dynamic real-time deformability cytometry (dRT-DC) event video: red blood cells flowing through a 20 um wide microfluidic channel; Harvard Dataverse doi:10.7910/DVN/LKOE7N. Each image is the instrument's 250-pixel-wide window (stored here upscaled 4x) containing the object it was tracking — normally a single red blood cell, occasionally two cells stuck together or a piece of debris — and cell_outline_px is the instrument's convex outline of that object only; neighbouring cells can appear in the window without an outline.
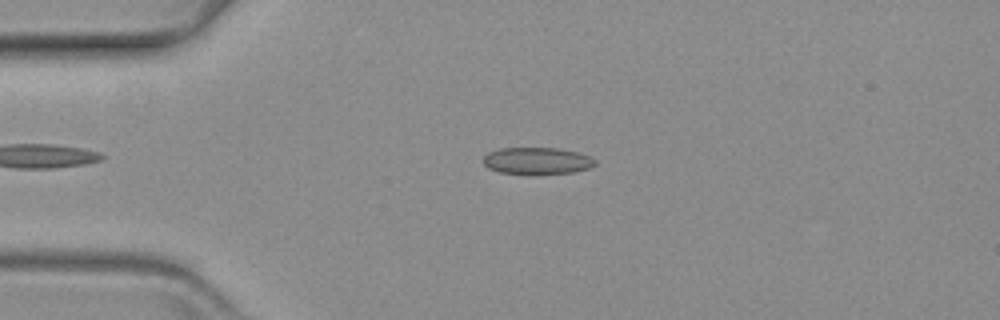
{"species": "common noctule bat (a hibernating species)", "species_latin": "Nyctalus noctula", "temperature_condition": "warm", "stored_images_in_passage": 50, "camera_frame_rate_fps": 3000, "um_per_image_px": 0.085, "animal": {"sex": "female", "body_mass_g": 19.3, "forearm_length_mm": 54.1}, "frame": {"image": 1, "passage_image": 10, "time_ms": 3.0, "image_size_px": [1000, 320], "cell_outline_px": [[596, 164], [588, 168], [572, 172], [500, 172], [488, 168], [484, 164], [484, 156], [488, 152], [500, 148], [556, 148], [576, 152], [588, 156], [596, 160]], "centroid_in_image_um": [45.63, 13.63], "position_along_channel_um": 39.4, "area_um2": 16.76}}
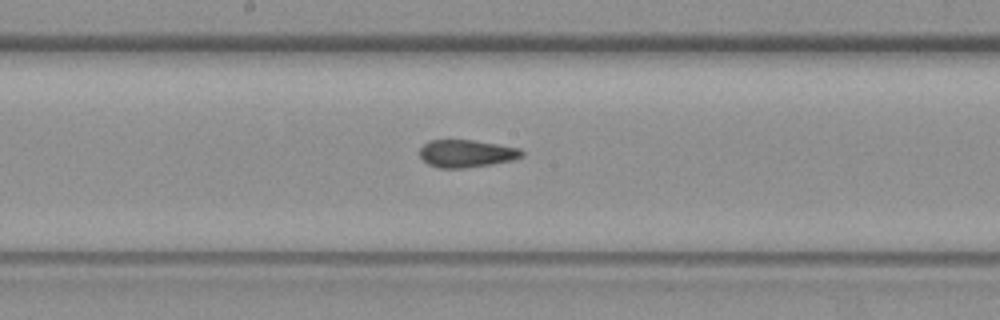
{"frame": {"image": 2, "passage_image": 27, "time_ms": 8.667, "image_size_px": [1000, 320], "cell_outline_px": [[524, 156], [512, 160], [492, 164], [464, 168], [440, 168], [428, 164], [420, 156], [420, 148], [424, 144], [432, 140], [472, 140], [520, 148], [524, 152]], "centroid_in_image_um": [39.67, 13.05], "position_along_channel_um": 208.5, "area_um2": 16.3}}
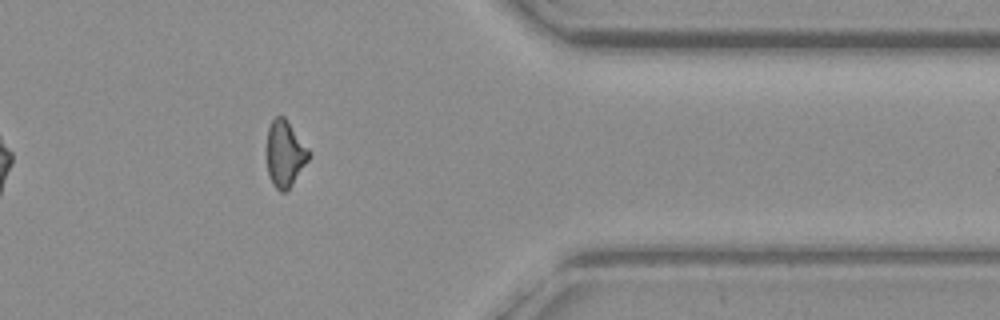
{"frame": {"image": 3, "passage_image": 44, "time_ms": 14.333, "image_size_px": [1000, 320], "cell_outline_px": [[312, 156], [292, 184], [284, 192], [280, 192], [272, 184], [268, 172], [268, 128], [272, 120], [276, 116], [284, 116], [312, 152]], "centroid_in_image_um": [24.26, 13.06], "position_along_channel_um": 387.1, "area_um2": 16.18}}